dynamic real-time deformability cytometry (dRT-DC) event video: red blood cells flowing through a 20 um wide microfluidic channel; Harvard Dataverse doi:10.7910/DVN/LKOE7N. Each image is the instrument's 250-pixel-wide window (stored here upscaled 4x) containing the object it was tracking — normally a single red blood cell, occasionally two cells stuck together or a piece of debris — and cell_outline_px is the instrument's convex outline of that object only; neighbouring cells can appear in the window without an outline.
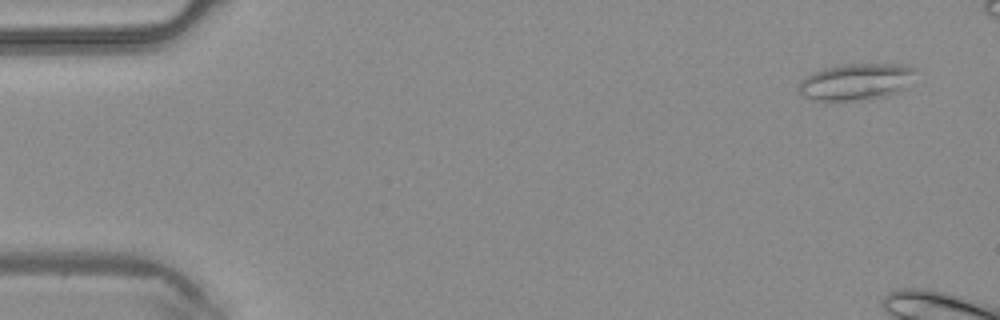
{"species": "common noctule bat (a hibernating species)", "species_latin": "Nyctalus noctula", "temperature_condition": "warm", "stored_images_in_passage": 3, "camera_frame_rate_fps": 3000, "um_per_image_px": 0.085, "animal": {"sex": "male", "body_mass_g": 20.4}, "frame": {"image": 1, "passage_image": 1, "time_ms": 0.0, "image_size_px": [1000, 320], "cell_outline_px": [[916, 68], [900, 92], [888, 96], [868, 100], [836, 104], [812, 100], [804, 96], [796, 88], [800, 80], [824, 68], [840, 64], [908, 64]], "centroid_in_image_um": [72.69, 7.01], "position_along_channel_um": 12.3, "area_um2": 25.66}}